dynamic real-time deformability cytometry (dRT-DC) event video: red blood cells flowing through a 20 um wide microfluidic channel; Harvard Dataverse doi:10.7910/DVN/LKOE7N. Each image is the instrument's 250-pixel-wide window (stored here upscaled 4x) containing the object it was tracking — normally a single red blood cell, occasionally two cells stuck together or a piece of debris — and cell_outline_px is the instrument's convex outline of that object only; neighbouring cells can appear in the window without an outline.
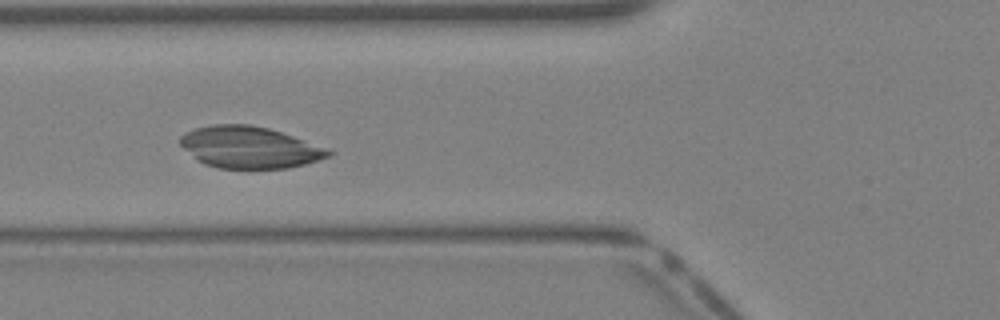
{"species": "Egyptian fruit bat (a non-hibernating species)", "species_latin": "Rousettus aegyptiacus", "temperature_condition": "warm", "stored_images_in_passage": 40, "camera_frame_rate_fps": 3000, "um_per_image_px": 0.085, "animal": {"sex": "female"}, "frame": {"image": 1, "passage_image": 16, "time_ms": 5.0, "image_size_px": [1000, 320], "cell_outline_px": [[332, 152], [328, 156], [304, 164], [288, 168], [216, 168], [204, 164], [196, 160], [180, 144], [180, 136], [184, 132], [196, 128], [212, 124], [248, 124], [268, 128], [328, 148]], "centroid_in_image_um": [21.15, 12.52], "position_along_channel_um": 104.6, "area_um2": 35.78}}
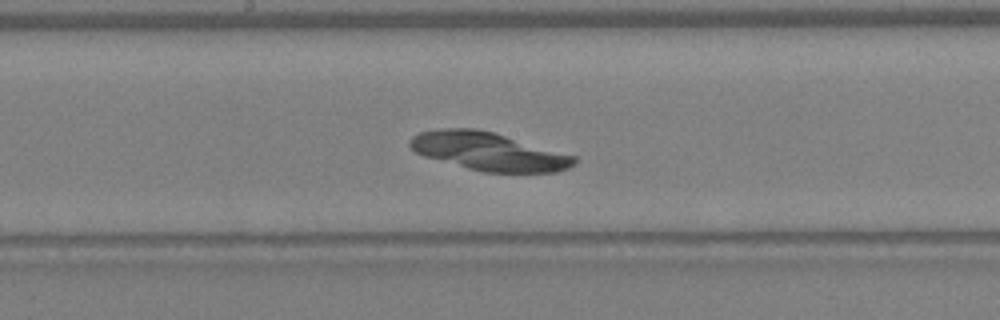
{"frame": {"image": 2, "passage_image": 22, "time_ms": 7.0, "image_size_px": [1000, 320], "cell_outline_px": [[576, 164], [568, 168], [556, 172], [484, 172], [468, 168], [424, 156], [416, 152], [408, 144], [408, 140], [412, 136], [420, 132], [440, 128], [476, 128], [492, 132], [576, 156]], "centroid_in_image_um": [41.52, 12.87], "position_along_channel_um": 206.7, "area_um2": 36.18}}
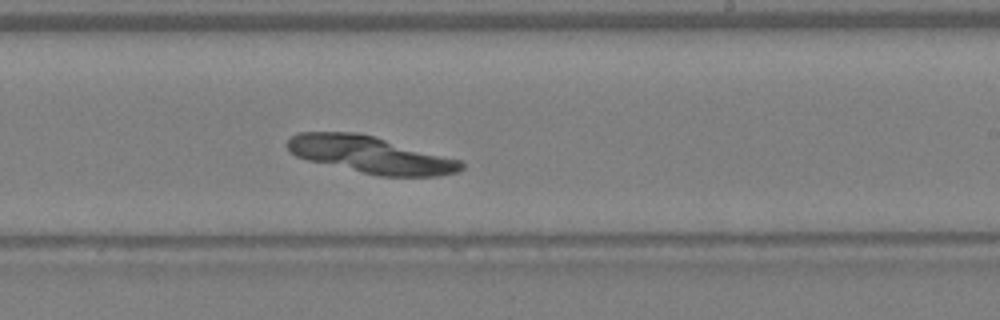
{"frame": {"image": 3, "passage_image": 25, "time_ms": 8.0, "image_size_px": [1000, 320], "cell_outline_px": [[464, 168], [456, 172], [436, 176], [380, 176], [308, 160], [296, 156], [288, 148], [288, 140], [296, 132], [356, 132], [372, 136], [460, 160], [464, 164]], "centroid_in_image_um": [31.48, 13.15], "position_along_channel_um": 257.5, "area_um2": 36.7}}